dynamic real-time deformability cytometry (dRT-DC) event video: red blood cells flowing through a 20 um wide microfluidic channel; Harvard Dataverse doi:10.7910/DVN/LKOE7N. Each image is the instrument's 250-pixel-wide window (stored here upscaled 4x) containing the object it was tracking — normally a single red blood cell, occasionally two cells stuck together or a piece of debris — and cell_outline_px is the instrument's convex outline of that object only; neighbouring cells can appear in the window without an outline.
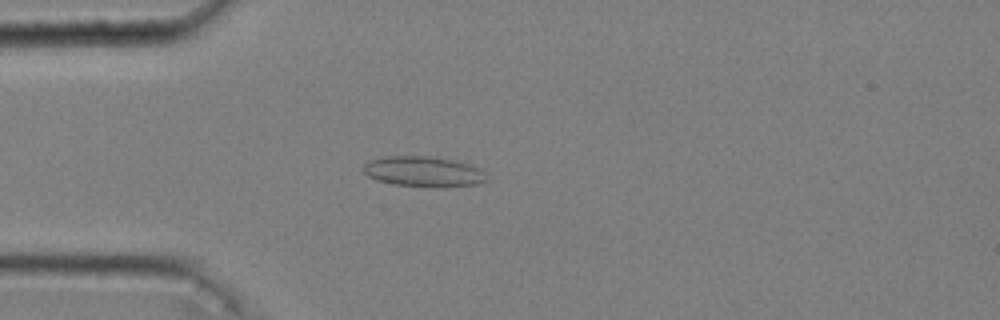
{"species": "common noctule bat (a hibernating species)", "species_latin": "Nyctalus noctula", "temperature_condition": "cold", "stored_images_in_passage": 51, "camera_frame_rate_fps": 3000, "um_per_image_px": 0.085, "animal": {"sex": "male", "body_mass_g": 20.4}, "frame": {"image": 1, "passage_image": 13, "time_ms": 4.0, "image_size_px": [1000, 320], "cell_outline_px": [[488, 180], [476, 184], [392, 184], [376, 180], [368, 176], [364, 172], [364, 164], [368, 160], [384, 156], [428, 156], [452, 160], [468, 164], [480, 168], [484, 172]], "centroid_in_image_um": [35.92, 14.52], "position_along_channel_um": 49.1, "area_um2": 20.75}}
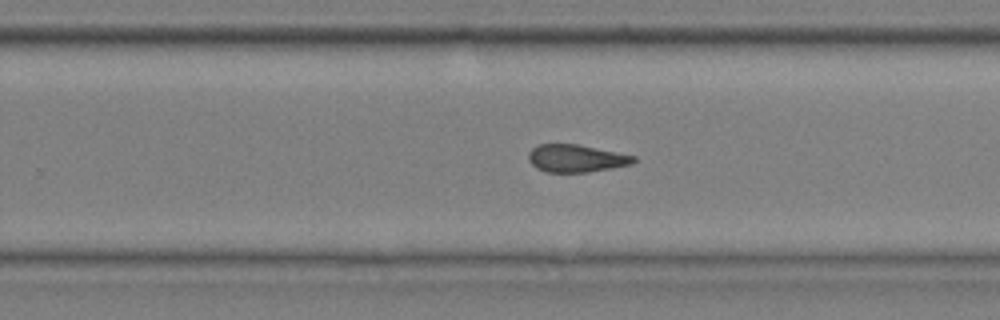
{"frame": {"image": 2, "passage_image": 33, "time_ms": 10.667, "image_size_px": [1000, 320], "cell_outline_px": [[636, 160], [632, 164], [612, 168], [588, 172], [548, 172], [536, 168], [528, 160], [528, 152], [536, 144], [576, 144], [636, 156]], "centroid_in_image_um": [48.95, 13.46], "position_along_channel_um": 280.9, "area_um2": 16.88}}
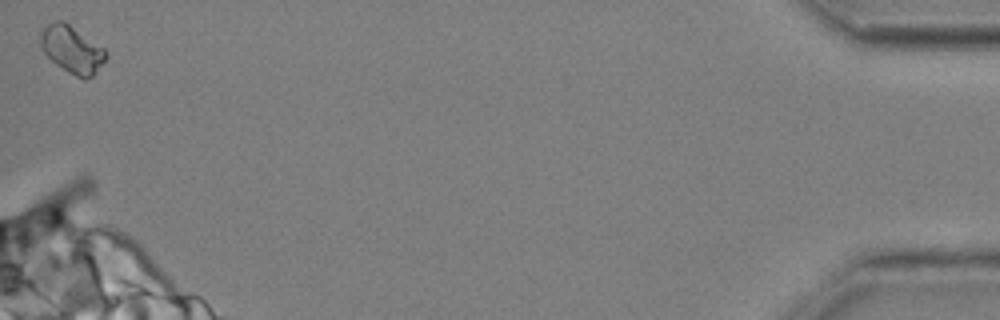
{"frame": {"image": 3, "passage_image": 51, "time_ms": 16.667, "image_size_px": [1000, 320], "cell_outline_px": [[108, 56], [96, 72], [92, 76], [84, 80], [68, 72], [56, 64], [40, 48], [40, 32], [48, 24], [56, 20], [64, 20], [104, 48], [108, 52]], "centroid_in_image_um": [6.12, 4.19], "position_along_channel_um": 429.1, "area_um2": 18.03}, "authors_computed_cell_mechanics": {"area_um2": 17.8024, "velocity_mm_per_s": 3.6447, "shape_relaxation_time_tau1_ms": 7.2336, "shape_relaxation_time_tau2_ms": 2.4665, "deformation_change_tau1": 0.1395, "deformation_change_tau2": 0.1086}}